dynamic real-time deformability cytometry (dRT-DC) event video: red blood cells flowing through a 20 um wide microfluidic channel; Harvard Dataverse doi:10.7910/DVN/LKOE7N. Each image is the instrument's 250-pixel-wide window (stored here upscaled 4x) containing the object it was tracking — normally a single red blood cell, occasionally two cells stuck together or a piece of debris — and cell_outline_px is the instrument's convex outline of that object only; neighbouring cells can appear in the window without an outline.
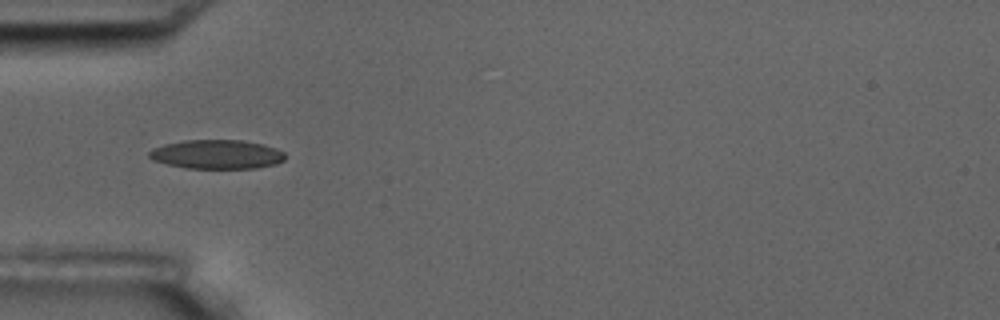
{"species": "common noctule bat (a hibernating species)", "species_latin": "Nyctalus noctula", "temperature_condition": "room temperature", "stored_images_in_passage": 2, "camera_frame_rate_fps": 3000, "um_per_image_px": 0.085, "animal": {"sex": "male", "body_mass_g": 17.5, "forearm_length_mm": 52.3}, "frame": {"image": 1, "passage_image": 2, "time_ms": 1.0, "image_size_px": [1000, 320], "cell_outline_px": [[284, 160], [276, 164], [256, 168], [184, 168], [168, 164], [156, 160], [148, 156], [148, 152], [152, 148], [164, 144], [184, 140], [244, 140], [264, 144], [276, 148], [284, 152]], "centroid_in_image_um": [18.44, 13.11], "position_along_channel_um": 66.6, "area_um2": 23.06}}